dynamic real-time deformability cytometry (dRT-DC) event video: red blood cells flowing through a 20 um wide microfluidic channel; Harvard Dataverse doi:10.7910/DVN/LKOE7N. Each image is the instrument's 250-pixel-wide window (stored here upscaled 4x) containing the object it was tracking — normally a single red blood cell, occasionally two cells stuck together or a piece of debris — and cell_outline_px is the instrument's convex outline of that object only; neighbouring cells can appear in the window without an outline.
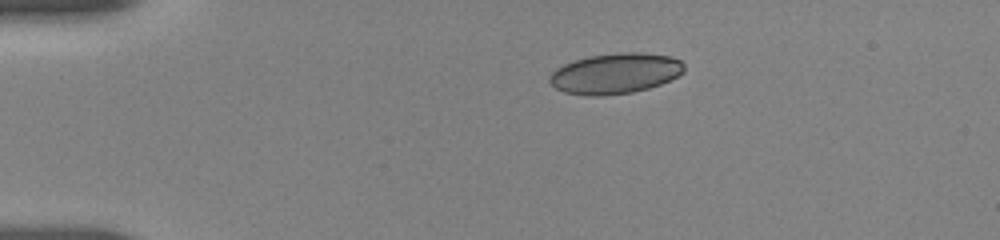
{"species": "human", "species_latin": "Homo sapiens", "temperature_condition": "room temperature", "stored_images_in_passage": 36, "camera_frame_rate_fps": 3000, "um_per_image_px": 0.085, "donor": {"sex": "female"}, "frame": {"image": 1, "passage_image": 1, "time_ms": 0.0, "image_size_px": [1000, 240], "cell_outline_px": [[684, 72], [660, 84], [648, 88], [632, 92], [604, 96], [588, 96], [564, 92], [556, 88], [548, 80], [548, 76], [556, 68], [564, 64], [576, 60], [592, 56], [620, 52], [640, 52], [672, 56], [680, 60], [684, 64]], "centroid_in_image_um": [52.29, 6.24], "position_along_channel_um": 32.7, "area_um2": 31.73}}
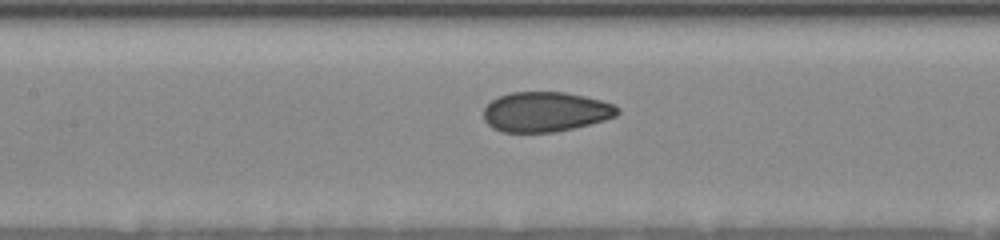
{"frame": {"image": 2, "passage_image": 12, "time_ms": 5.0, "image_size_px": [1000, 240], "cell_outline_px": [[620, 112], [616, 116], [604, 120], [556, 132], [500, 132], [492, 128], [484, 120], [484, 108], [492, 100], [500, 96], [512, 92], [564, 92], [584, 96], [600, 100], [612, 104], [620, 108]], "centroid_in_image_um": [46.36, 9.51], "position_along_channel_um": 161.0, "area_um2": 31.04}}
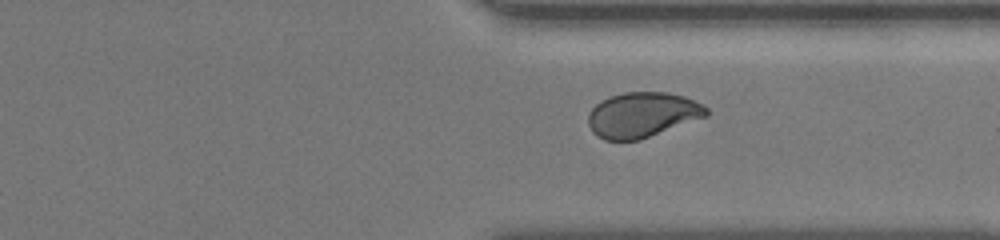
{"frame": {"image": 3, "passage_image": 22, "time_ms": 10.333, "image_size_px": [1000, 240], "cell_outline_px": [[708, 116], [640, 140], [604, 140], [596, 136], [592, 132], [588, 124], [588, 112], [600, 100], [608, 96], [624, 92], [668, 92], [684, 96], [704, 104], [708, 108]], "centroid_in_image_um": [54.59, 9.75], "position_along_channel_um": 356.8, "area_um2": 31.5}, "authors_computed_cell_mechanics": {"area_um2": 31.5877, "velocity_mm_per_s": 3.6795, "shape_relaxation_time_tau1_ms": 7.0167, "shape_relaxation_time_tau2_ms": 0.633, "deformation_change_tau1": 0.1448, "deformation_change_tau2": 0.038}}